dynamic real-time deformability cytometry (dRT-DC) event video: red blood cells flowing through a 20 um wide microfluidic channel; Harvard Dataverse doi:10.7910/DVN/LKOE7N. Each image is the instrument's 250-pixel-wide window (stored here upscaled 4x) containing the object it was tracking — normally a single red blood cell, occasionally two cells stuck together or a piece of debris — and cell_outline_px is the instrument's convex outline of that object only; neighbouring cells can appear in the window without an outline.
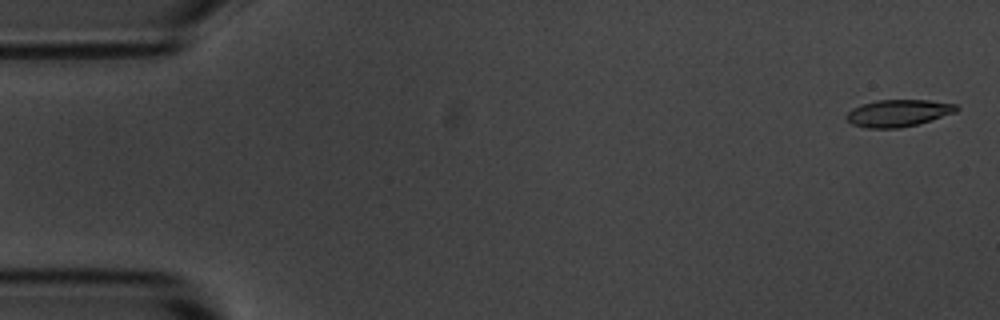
{"species": "common noctule bat (a hibernating species)", "species_latin": "Nyctalus noctula", "temperature_condition": "room temperature", "stored_images_in_passage": 53, "camera_frame_rate_fps": 3000, "um_per_image_px": 0.085, "animal": {"sex": "male", "body_mass_g": 20.1, "forearm_length_mm": 53.5}, "frame": {"image": 1, "passage_image": 2, "time_ms": 0.333, "image_size_px": [1000, 320], "cell_outline_px": [[960, 108], [956, 112], [916, 124], [900, 128], [868, 128], [852, 124], [844, 116], [852, 108], [860, 104], [876, 100], [928, 100], [956, 104]], "centroid_in_image_um": [76.32, 9.6], "position_along_channel_um": 8.7, "area_um2": 17.28}}
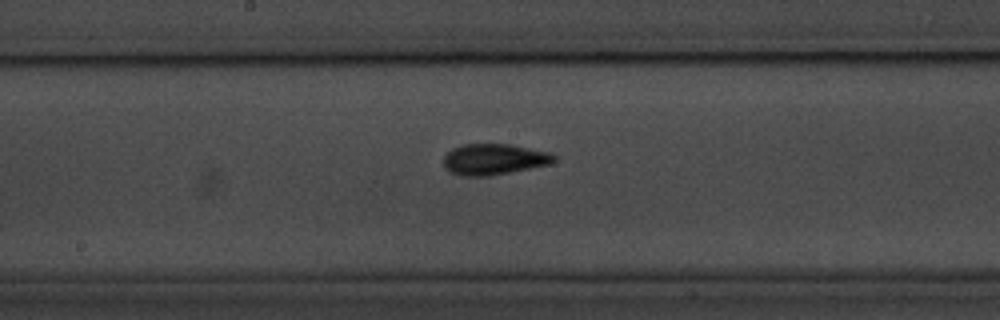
{"frame": {"image": 2, "passage_image": 29, "time_ms": 9.333, "image_size_px": [1000, 320], "cell_outline_px": [[556, 160], [548, 164], [492, 176], [460, 176], [448, 172], [444, 168], [444, 156], [452, 148], [464, 144], [508, 144], [552, 152], [556, 156]], "centroid_in_image_um": [41.96, 13.54], "position_along_channel_um": 206.2, "area_um2": 20.11}}
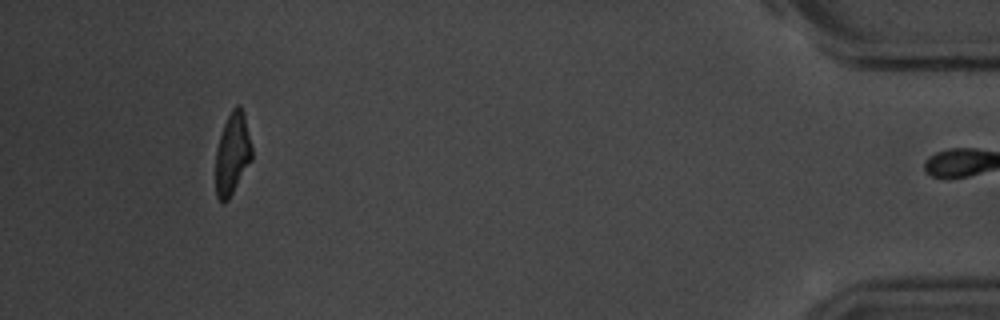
{"frame": {"image": 3, "passage_image": 52, "time_ms": 17.0, "image_size_px": [1000, 320], "cell_outline_px": [[252, 160], [228, 200], [224, 204], [216, 196], [216, 148], [224, 124], [232, 108], [236, 104], [240, 104], [244, 112], [252, 148]], "centroid_in_image_um": [19.76, 13.05], "position_along_channel_um": 415.4, "area_um2": 17.34}, "authors_computed_cell_mechanics": {"area_um2": 18.3804, "velocity_mm_per_s": 3.6245, "shape_relaxation_time_tau1_ms": 3.094, "shape_relaxation_time_tau2_ms": 2.1376, "deformation_change_tau1": 0.1636, "deformation_change_tau2": 0.0838}}